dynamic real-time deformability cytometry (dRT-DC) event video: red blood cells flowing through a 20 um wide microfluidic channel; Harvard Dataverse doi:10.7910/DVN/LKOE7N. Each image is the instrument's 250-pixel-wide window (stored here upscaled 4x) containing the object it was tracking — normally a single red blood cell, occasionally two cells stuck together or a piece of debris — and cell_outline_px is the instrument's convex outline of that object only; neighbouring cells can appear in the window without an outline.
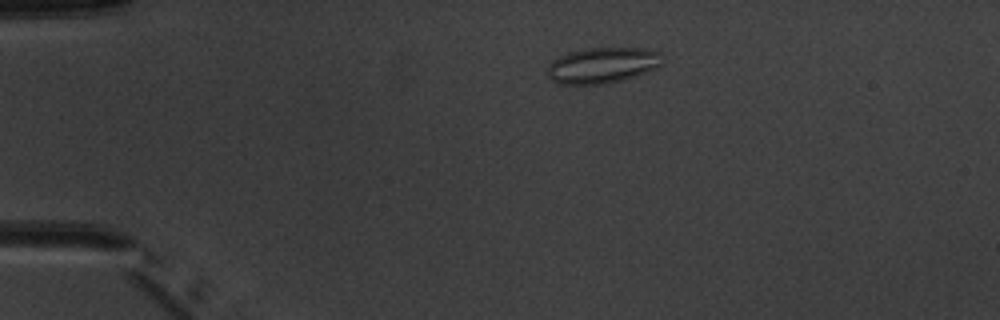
{"species": "common noctule bat (a hibernating species)", "species_latin": "Nyctalus noctula", "temperature_condition": "warm", "stored_images_in_passage": 3, "camera_frame_rate_fps": 3000, "um_per_image_px": 0.085, "animal": {"sex": "male", "body_mass_g": 20.1, "forearm_length_mm": 53.5}, "frame": {"image": 1, "passage_image": 1, "time_ms": 0.0, "image_size_px": [1000, 320], "cell_outline_px": [[660, 68], [636, 76], [604, 84], [556, 84], [548, 76], [548, 64], [552, 60], [568, 52], [584, 48], [648, 48], [660, 52]], "centroid_in_image_um": [51.2, 5.55], "position_along_channel_um": 33.8, "area_um2": 24.16}}
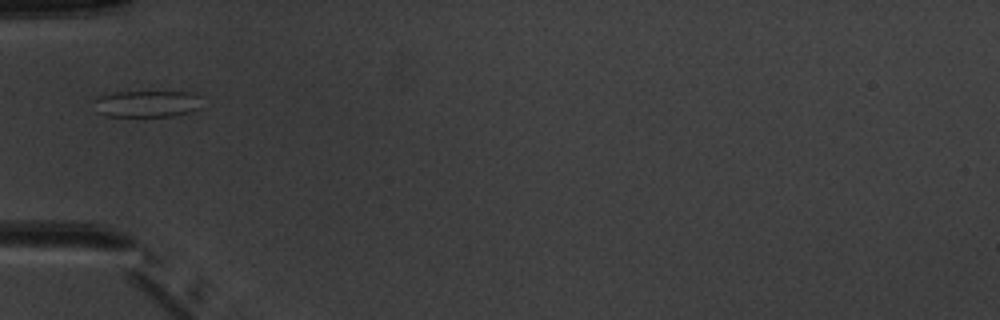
{"frame": {"image": 2, "passage_image": 3, "time_ms": 2.333, "image_size_px": [1000, 320], "cell_outline_px": [[200, 108], [188, 112], [172, 116], [108, 116], [96, 112], [96, 100], [100, 96], [116, 92], [192, 92], [200, 96]], "centroid_in_image_um": [12.52, 8.82], "position_along_channel_um": 72.5, "area_um2": 16.59}}